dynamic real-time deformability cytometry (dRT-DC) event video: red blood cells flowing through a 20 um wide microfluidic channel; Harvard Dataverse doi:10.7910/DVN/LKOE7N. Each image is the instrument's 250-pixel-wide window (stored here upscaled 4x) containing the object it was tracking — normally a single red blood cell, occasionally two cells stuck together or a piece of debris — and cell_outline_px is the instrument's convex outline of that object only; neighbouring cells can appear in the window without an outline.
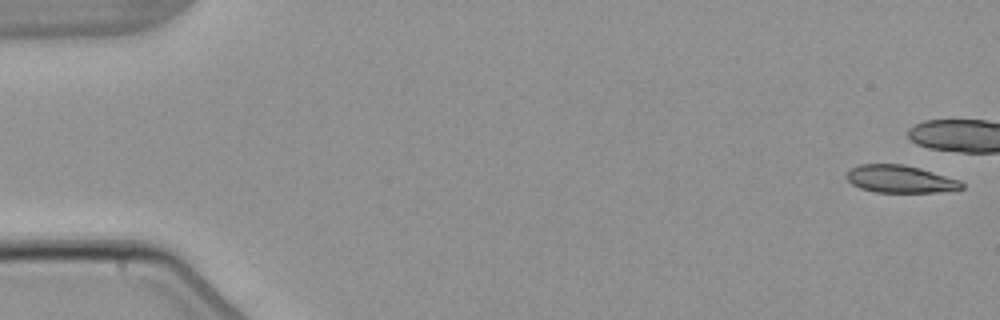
{"species": "common noctule bat (a hibernating species)", "species_latin": "Nyctalus noctula", "temperature_condition": "warm", "stored_images_in_passage": 7, "camera_frame_rate_fps": 3000, "um_per_image_px": 0.085, "animal": {"sex": "male", "body_mass_g": 21.5, "forearm_length_mm": 52.0}, "frame": {"image": 1, "passage_image": 1, "time_ms": 0.0, "image_size_px": [1000, 320], "cell_outline_px": [[964, 188], [940, 192], [876, 192], [860, 188], [852, 184], [844, 176], [848, 168], [860, 164], [904, 164], [920, 168], [960, 180], [964, 184]], "centroid_in_image_um": [76.48, 15.21], "position_along_channel_um": 8.5, "area_um2": 18.61}}